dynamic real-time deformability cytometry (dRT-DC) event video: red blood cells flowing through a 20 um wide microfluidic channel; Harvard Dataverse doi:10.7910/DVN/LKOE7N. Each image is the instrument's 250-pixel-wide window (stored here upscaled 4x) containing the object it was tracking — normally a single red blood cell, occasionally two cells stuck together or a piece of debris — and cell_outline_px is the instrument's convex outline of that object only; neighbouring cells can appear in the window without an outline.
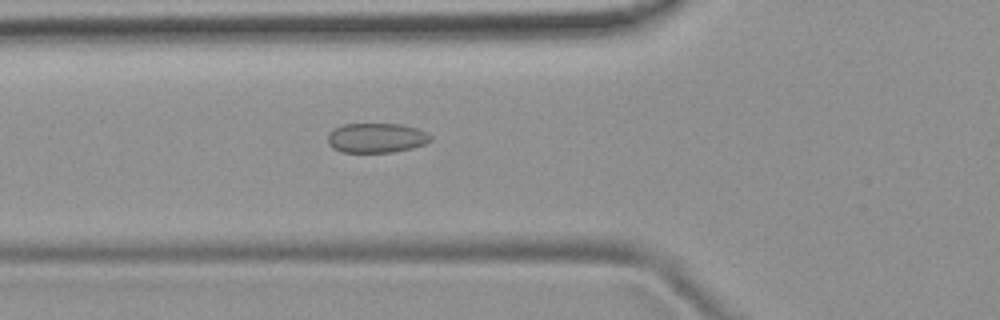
{"species": "common noctule bat (a hibernating species)", "species_latin": "Nyctalus noctula", "temperature_condition": "room temperature", "stored_images_in_passage": 52, "camera_frame_rate_fps": 3000, "um_per_image_px": 0.085, "animal": {"sex": "female", "body_mass_g": 19.9}, "frame": {"image": 1, "passage_image": 19, "time_ms": 6.0, "image_size_px": [1000, 320], "cell_outline_px": [[432, 140], [424, 144], [412, 148], [392, 152], [340, 152], [332, 148], [328, 144], [328, 136], [332, 128], [344, 124], [404, 124], [428, 132], [432, 136]], "centroid_in_image_um": [32.0, 11.72], "position_along_channel_um": 93.8, "area_um2": 17.98}}
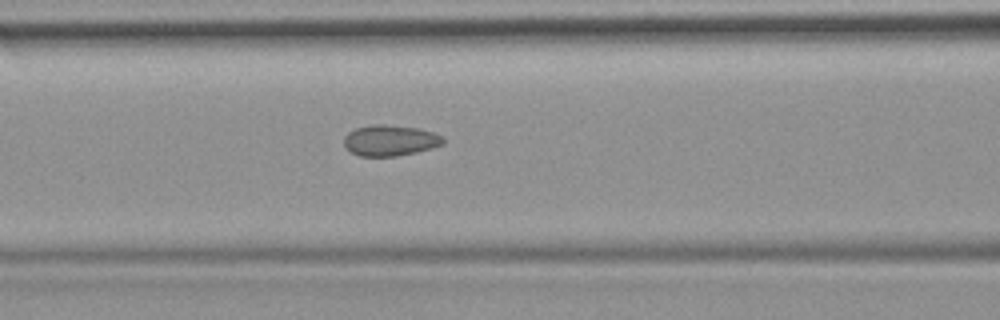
{"frame": {"image": 2, "passage_image": 22, "time_ms": 7.0, "image_size_px": [1000, 320], "cell_outline_px": [[444, 144], [432, 148], [416, 152], [396, 156], [360, 156], [352, 152], [344, 144], [344, 136], [348, 132], [356, 128], [372, 124], [384, 124], [420, 128], [444, 136]], "centroid_in_image_um": [33.18, 11.92], "position_along_channel_um": 133.4, "area_um2": 17.92}}
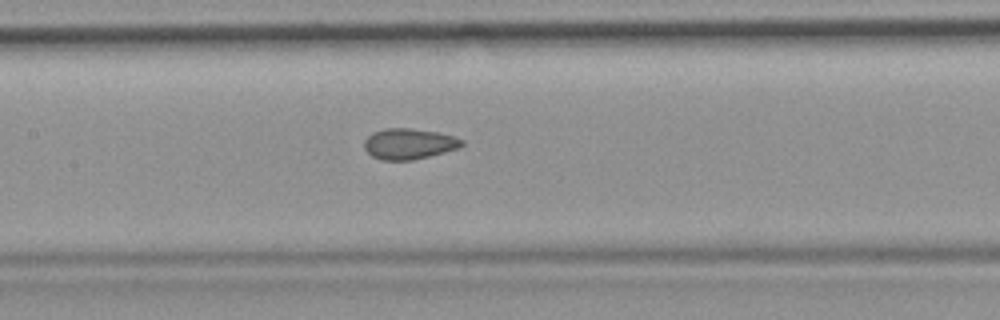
{"frame": {"image": 3, "passage_image": 25, "time_ms": 8.0, "image_size_px": [1000, 320], "cell_outline_px": [[464, 144], [460, 148], [412, 160], [380, 160], [372, 156], [364, 148], [364, 140], [372, 132], [384, 128], [408, 128], [440, 132], [464, 140]], "centroid_in_image_um": [34.75, 12.22], "position_along_channel_um": 172.6, "area_um2": 17.57}, "authors_computed_cell_mechanics": {"area_um2": 18.4671, "velocity_mm_per_s": 3.9267, "shape_relaxation_time_tau1_ms": null, "shape_relaxation_time_tau2_ms": 1.794, "deformation_change_tau1": null, "deformation_change_tau2": 0.0628}}